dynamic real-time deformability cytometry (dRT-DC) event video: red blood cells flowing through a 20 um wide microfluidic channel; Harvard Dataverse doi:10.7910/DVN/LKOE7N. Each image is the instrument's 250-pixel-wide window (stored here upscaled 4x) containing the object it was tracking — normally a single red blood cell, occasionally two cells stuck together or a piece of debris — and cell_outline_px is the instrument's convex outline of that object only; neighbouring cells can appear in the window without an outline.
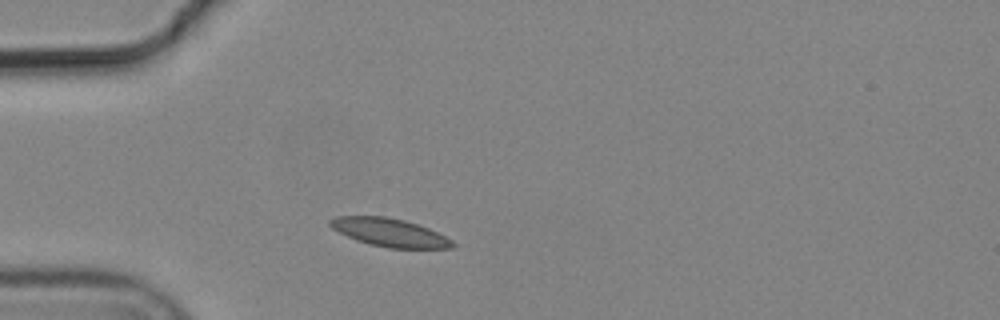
{"species": "common noctule bat (a hibernating species)", "species_latin": "Nyctalus noctula", "temperature_condition": "cold", "stored_images_in_passage": 2, "camera_frame_rate_fps": 3000, "um_per_image_px": 0.085, "animal": {"sex": "male", "body_mass_g": 19.2, "forearm_length_mm": 51.8}, "frame": {"image": 1, "passage_image": 1, "time_ms": 0.0, "image_size_px": [1000, 320], "cell_outline_px": [[456, 244], [452, 248], [388, 248], [368, 244], [356, 240], [332, 228], [328, 224], [328, 220], [336, 216], [384, 216], [404, 220], [428, 228], [452, 240]], "centroid_in_image_um": [33.09, 19.76], "position_along_channel_um": 51.9, "area_um2": 20.0}}